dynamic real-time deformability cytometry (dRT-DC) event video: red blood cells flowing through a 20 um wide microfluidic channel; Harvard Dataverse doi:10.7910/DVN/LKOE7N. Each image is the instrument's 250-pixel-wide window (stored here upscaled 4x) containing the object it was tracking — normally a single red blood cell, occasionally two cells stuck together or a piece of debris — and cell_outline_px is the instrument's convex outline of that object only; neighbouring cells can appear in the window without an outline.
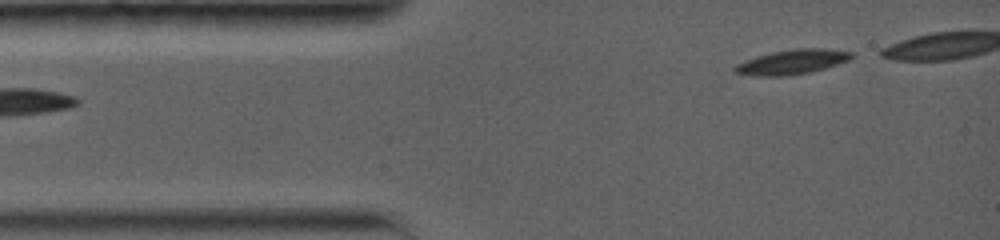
{"species": "common noctule bat (a hibernating species)", "species_latin": "Nyctalus noctula", "temperature_condition": "warm", "stored_images_in_passage": 53, "camera_frame_rate_fps": 5000, "um_per_image_px": 0.085, "animal": {"sex": "female", "body_mass_g": 19.0, "forearm_length_mm": 56.7}, "frame": {"image": 1, "passage_image": 1, "time_ms": 0.0, "image_size_px": [1000, 240], "cell_outline_px": [[856, 56], [848, 60], [824, 68], [808, 72], [788, 76], [756, 76], [732, 72], [732, 68], [736, 64], [744, 60], [756, 56], [772, 52], [796, 48], [824, 48], [852, 52]], "centroid_in_image_um": [67.29, 5.26], "position_along_channel_um": 17.7, "area_um2": 16.82}}
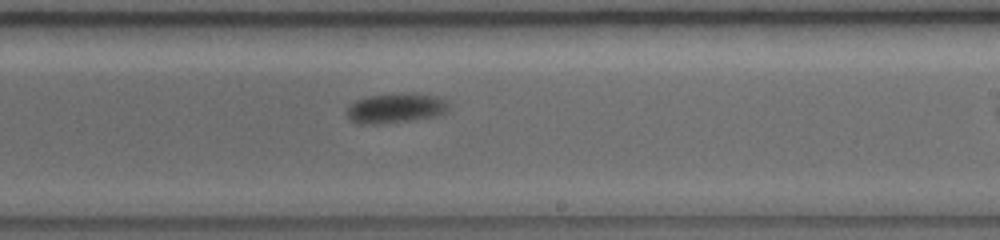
{"frame": {"image": 2, "passage_image": 34, "time_ms": 7.6, "image_size_px": [1000, 240], "cell_outline_px": [[448, 112], [440, 116], [376, 124], [360, 124], [352, 120], [348, 116], [348, 108], [356, 100], [368, 96], [404, 92], [412, 92], [440, 96], [448, 104]], "centroid_in_image_um": [33.71, 9.17], "position_along_channel_um": 255.3, "area_um2": 17.8}}
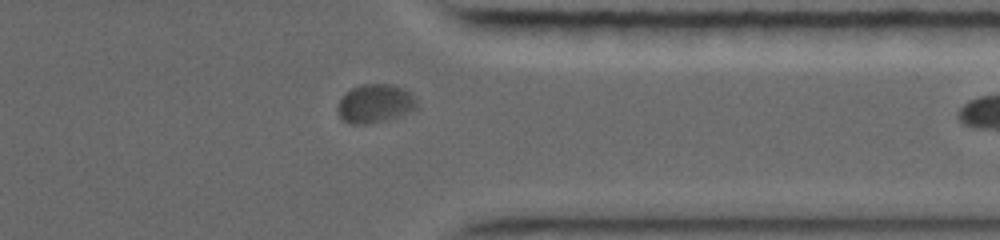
{"frame": {"image": 3, "passage_image": 52, "time_ms": 11.0, "image_size_px": [1000, 240], "cell_outline_px": [[416, 108], [400, 116], [384, 120], [364, 124], [348, 124], [340, 116], [336, 108], [340, 100], [352, 88], [364, 84], [392, 84], [404, 88], [416, 100]], "centroid_in_image_um": [31.87, 8.8], "position_along_channel_um": 379.5, "area_um2": 17.51}}